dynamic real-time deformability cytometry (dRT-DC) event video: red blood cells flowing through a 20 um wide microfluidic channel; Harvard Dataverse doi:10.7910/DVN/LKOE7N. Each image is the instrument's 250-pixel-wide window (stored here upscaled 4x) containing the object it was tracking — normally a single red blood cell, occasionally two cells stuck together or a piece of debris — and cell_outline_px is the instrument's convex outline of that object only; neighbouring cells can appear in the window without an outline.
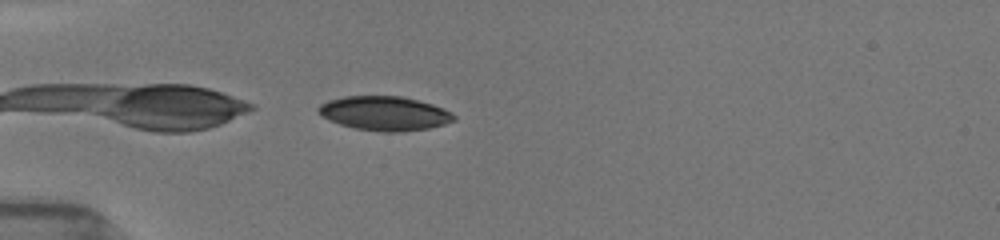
{"species": "common noctule bat (a hibernating species)", "species_latin": "Nyctalus noctula", "temperature_condition": "room temperature", "stored_images_in_passage": 11, "camera_frame_rate_fps": 3000, "um_per_image_px": 0.085, "animal": {"sex": "female", "body_mass_g": 19.5, "forearm_length_mm": 54.1}, "frame": {"image": 1, "passage_image": 11, "time_ms": 5.0, "image_size_px": [1000, 240], "cell_outline_px": [[456, 120], [444, 124], [428, 128], [400, 132], [380, 132], [356, 128], [340, 124], [328, 120], [320, 116], [316, 108], [320, 104], [328, 100], [344, 96], [400, 96], [432, 104], [452, 112], [456, 116]], "centroid_in_image_um": [32.66, 9.64], "position_along_channel_um": 52.3, "area_um2": 27.11}}